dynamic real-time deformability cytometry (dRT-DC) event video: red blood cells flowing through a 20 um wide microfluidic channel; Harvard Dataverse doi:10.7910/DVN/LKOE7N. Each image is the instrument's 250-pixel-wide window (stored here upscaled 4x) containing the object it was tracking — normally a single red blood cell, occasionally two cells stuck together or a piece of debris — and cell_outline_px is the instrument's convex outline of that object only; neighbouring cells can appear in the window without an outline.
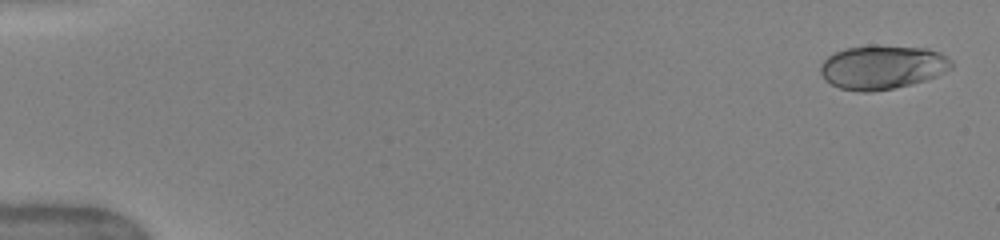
{"species": "human", "species_latin": "Homo sapiens", "temperature_condition": "warm", "stored_images_in_passage": 51, "camera_frame_rate_fps": 3000, "um_per_image_px": 0.085, "donor": {"sex": "female"}, "frame": {"image": 1, "passage_image": 2, "time_ms": 0.333, "image_size_px": [1000, 240], "cell_outline_px": [[952, 68], [936, 76], [912, 84], [892, 88], [868, 92], [860, 92], [840, 88], [824, 80], [820, 72], [820, 64], [828, 56], [836, 52], [848, 48], [872, 44], [928, 48], [940, 52], [948, 56], [952, 60]], "centroid_in_image_um": [75.01, 5.69], "position_along_channel_um": 10.0, "area_um2": 33.81}}
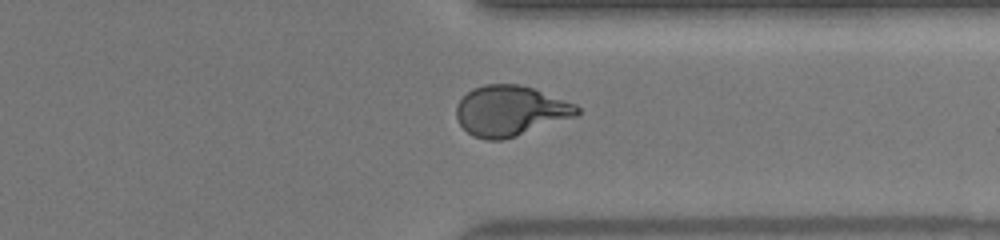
{"frame": {"image": 2, "passage_image": 40, "time_ms": 13.0, "image_size_px": [1000, 240], "cell_outline_px": [[580, 112], [576, 116], [504, 140], [488, 140], [472, 136], [460, 124], [456, 116], [456, 104], [472, 88], [484, 84], [520, 84], [532, 88], [576, 104], [580, 108]], "centroid_in_image_um": [43.36, 9.42], "position_along_channel_um": 368.0, "area_um2": 35.32}}
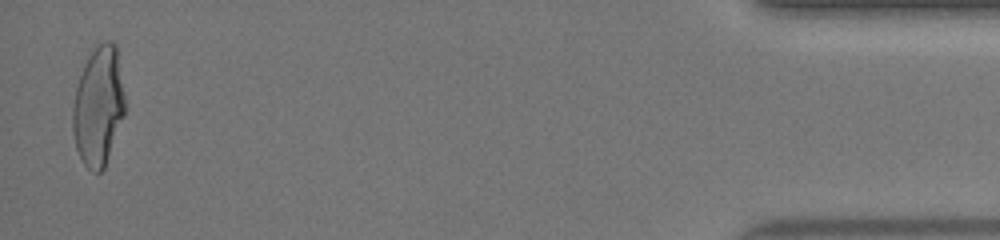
{"frame": {"image": 3, "passage_image": 50, "time_ms": 16.333, "image_size_px": [1000, 240], "cell_outline_px": [[124, 116], [104, 168], [100, 172], [92, 172], [84, 164], [76, 148], [72, 132], [72, 108], [76, 88], [84, 64], [88, 56], [104, 40], [108, 40], [116, 44], [124, 96]], "centroid_in_image_um": [8.35, 9.05], "position_along_channel_um": 426.9, "area_um2": 36.01}, "authors_computed_cell_mechanics": {"area_um2": 34.5066, "velocity_mm_per_s": 4.0577, "shape_relaxation_time_tau1_ms": 4.5999, "shape_relaxation_time_tau2_ms": null, "deformation_change_tau1": 0.2081, "deformation_change_tau2": null}}